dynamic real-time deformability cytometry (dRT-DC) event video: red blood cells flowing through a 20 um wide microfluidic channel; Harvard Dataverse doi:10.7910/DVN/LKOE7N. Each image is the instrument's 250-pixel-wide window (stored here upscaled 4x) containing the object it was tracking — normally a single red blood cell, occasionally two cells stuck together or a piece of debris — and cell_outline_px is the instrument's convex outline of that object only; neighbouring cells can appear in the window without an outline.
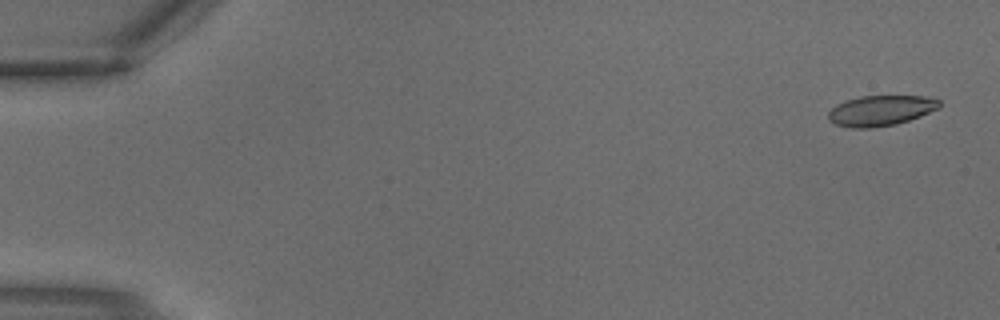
{"species": "common noctule bat (a hibernating species)", "species_latin": "Nyctalus noctula", "temperature_condition": "warm", "stored_images_in_passage": 3, "camera_frame_rate_fps": 3000, "um_per_image_px": 0.085, "animal": {"sex": "male", "body_mass_g": 18.8}, "frame": {"image": 1, "passage_image": 1, "time_ms": 0.0, "image_size_px": [1000, 320], "cell_outline_px": [[940, 108], [920, 116], [896, 124], [868, 128], [852, 128], [836, 124], [828, 120], [828, 112], [836, 104], [860, 96], [924, 96], [940, 100]], "centroid_in_image_um": [74.86, 9.4], "position_along_channel_um": 10.1, "area_um2": 19.59}}
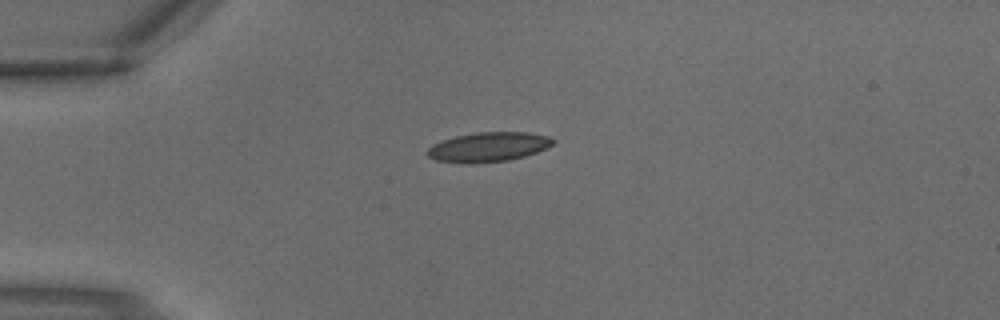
{"frame": {"image": 2, "passage_image": 3, "time_ms": 0.667, "image_size_px": [1000, 320], "cell_outline_px": [[556, 144], [536, 152], [524, 156], [508, 160], [472, 164], [436, 160], [428, 156], [424, 152], [432, 144], [456, 136], [476, 132], [528, 132], [548, 136], [556, 140]], "centroid_in_image_um": [41.53, 12.49], "position_along_channel_um": 43.5, "area_um2": 21.73}}